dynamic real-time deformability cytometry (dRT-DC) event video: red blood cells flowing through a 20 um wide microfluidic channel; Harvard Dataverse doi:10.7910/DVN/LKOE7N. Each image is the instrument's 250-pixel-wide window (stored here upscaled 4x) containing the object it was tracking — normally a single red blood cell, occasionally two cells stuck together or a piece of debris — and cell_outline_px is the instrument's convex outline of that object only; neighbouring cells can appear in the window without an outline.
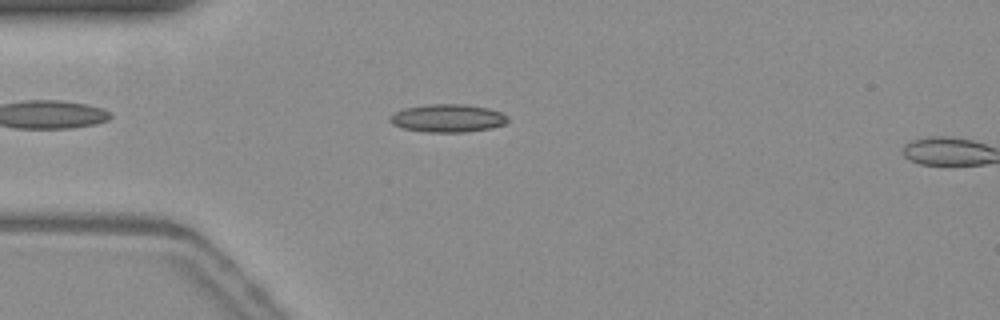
{"species": "common noctule bat (a hibernating species)", "species_latin": "Nyctalus noctula", "temperature_condition": "warm", "stored_images_in_passage": 9, "camera_frame_rate_fps": 3000, "um_per_image_px": 0.085, "animal": {"sex": "female", "body_mass_g": 19.3, "forearm_length_mm": 54.1}, "frame": {"image": 1, "passage_image": 8, "time_ms": 2.333, "image_size_px": [1000, 320], "cell_outline_px": [[508, 120], [504, 124], [488, 128], [464, 132], [424, 132], [404, 128], [392, 124], [388, 120], [388, 116], [404, 108], [428, 104], [464, 104], [488, 108], [500, 112], [508, 116]], "centroid_in_image_um": [38.02, 10.04], "position_along_channel_um": 47.0, "area_um2": 19.13}}